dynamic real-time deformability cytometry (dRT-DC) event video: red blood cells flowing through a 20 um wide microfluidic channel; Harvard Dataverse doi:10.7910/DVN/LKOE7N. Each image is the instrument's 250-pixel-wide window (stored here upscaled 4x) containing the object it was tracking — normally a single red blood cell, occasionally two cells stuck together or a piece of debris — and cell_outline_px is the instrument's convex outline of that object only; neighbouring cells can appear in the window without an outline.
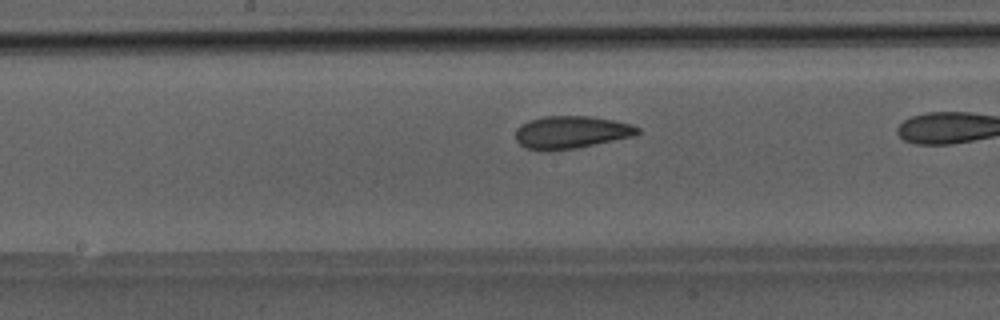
{"species": "Egyptian fruit bat (a non-hibernating species)", "species_latin": "Rousettus aegyptiacus", "temperature_condition": "room temperature", "stored_images_in_passage": 32, "camera_frame_rate_fps": 3000, "um_per_image_px": 0.085, "animal": {"sex": "male"}, "frame": {"image": 1, "passage_image": 19, "time_ms": 6.0, "image_size_px": [1000, 320], "cell_outline_px": [[640, 132], [636, 136], [576, 148], [548, 152], [540, 152], [524, 148], [516, 140], [516, 128], [520, 124], [528, 120], [544, 116], [592, 116], [632, 124], [640, 128]], "centroid_in_image_um": [48.52, 11.26], "position_along_channel_um": 199.7, "area_um2": 23.7}}